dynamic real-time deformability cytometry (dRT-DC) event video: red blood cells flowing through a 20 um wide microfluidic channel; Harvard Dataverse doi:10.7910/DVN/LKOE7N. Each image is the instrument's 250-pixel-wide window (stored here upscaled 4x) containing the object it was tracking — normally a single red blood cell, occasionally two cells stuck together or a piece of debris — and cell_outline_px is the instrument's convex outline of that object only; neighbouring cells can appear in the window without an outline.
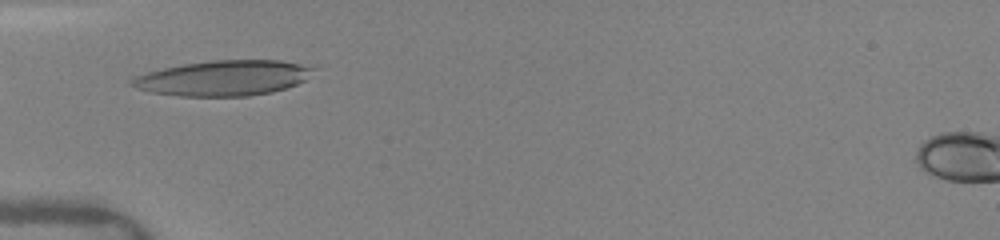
{"species": "human", "species_latin": "Homo sapiens", "temperature_condition": "warm", "stored_images_in_passage": 12, "camera_frame_rate_fps": 3000, "um_per_image_px": 0.085, "donor": {"sex": "female"}, "frame": {"image": 1, "passage_image": 1, "time_ms": 0.0, "image_size_px": [1000, 240], "cell_outline_px": [[316, 68], [304, 80], [296, 84], [272, 92], [248, 96], [180, 96], [152, 92], [136, 88], [128, 84], [128, 80], [132, 76], [164, 68], [184, 64], [212, 60], [280, 60], [300, 64]], "centroid_in_image_um": [18.93, 6.63], "position_along_channel_um": 66.1, "area_um2": 37.22}}